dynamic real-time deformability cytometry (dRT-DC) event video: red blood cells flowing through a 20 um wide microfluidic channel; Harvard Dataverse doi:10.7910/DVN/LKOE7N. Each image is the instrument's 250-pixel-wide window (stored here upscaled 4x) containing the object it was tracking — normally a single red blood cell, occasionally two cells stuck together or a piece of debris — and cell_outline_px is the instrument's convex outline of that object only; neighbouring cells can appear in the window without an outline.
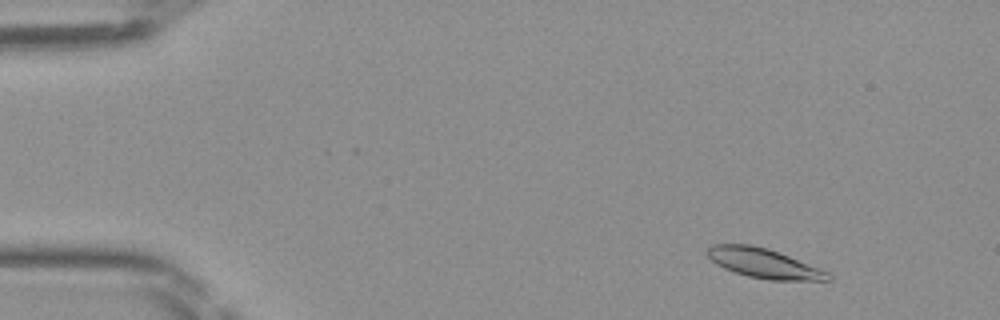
{"species": "Egyptian fruit bat (a non-hibernating species)", "species_latin": "Rousettus aegyptiacus", "temperature_condition": "room temperature", "stored_images_in_passage": 48, "camera_frame_rate_fps": 3000, "um_per_image_px": 0.085, "frame": {"image": 1, "passage_image": 5, "time_ms": 1.333, "image_size_px": [1000, 320], "cell_outline_px": [[832, 280], [768, 280], [748, 276], [724, 268], [716, 264], [704, 252], [712, 244], [752, 244], [768, 248], [820, 268], [828, 272], [832, 276]], "centroid_in_image_um": [64.91, 22.37], "position_along_channel_um": 20.1, "area_um2": 20.81}}
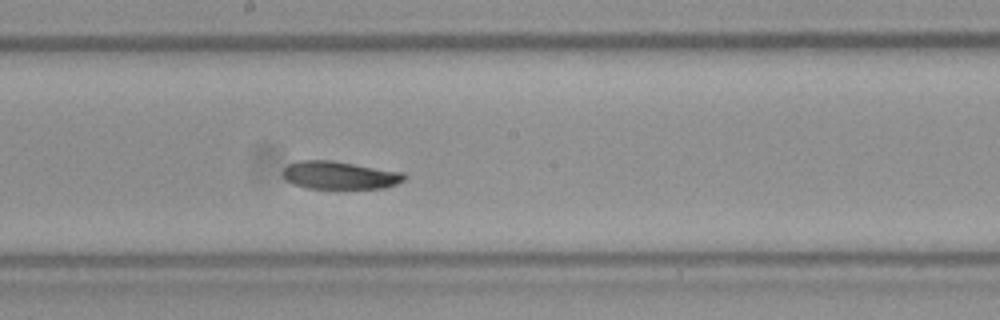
{"frame": {"image": 2, "passage_image": 26, "time_ms": 8.333, "image_size_px": [1000, 320], "cell_outline_px": [[408, 176], [404, 180], [396, 184], [384, 188], [308, 188], [296, 184], [288, 180], [284, 176], [284, 168], [288, 164], [300, 160], [332, 160], [404, 172]], "centroid_in_image_um": [28.93, 14.88], "position_along_channel_um": 219.3, "area_um2": 19.59}}
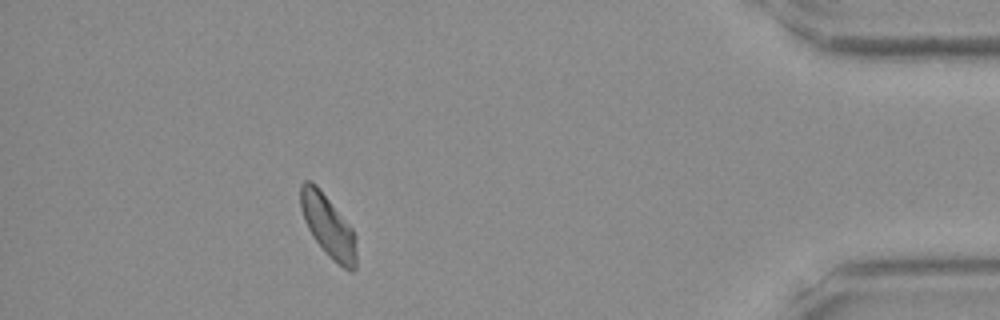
{"frame": {"image": 3, "passage_image": 43, "time_ms": 14.0, "image_size_px": [1000, 320], "cell_outline_px": [[356, 268], [352, 272], [348, 272], [332, 260], [316, 240], [308, 228], [304, 220], [300, 208], [300, 184], [304, 180], [312, 180], [316, 184], [352, 228], [356, 236]], "centroid_in_image_um": [27.89, 19.21], "position_along_channel_um": 407.3, "area_um2": 20.29}}